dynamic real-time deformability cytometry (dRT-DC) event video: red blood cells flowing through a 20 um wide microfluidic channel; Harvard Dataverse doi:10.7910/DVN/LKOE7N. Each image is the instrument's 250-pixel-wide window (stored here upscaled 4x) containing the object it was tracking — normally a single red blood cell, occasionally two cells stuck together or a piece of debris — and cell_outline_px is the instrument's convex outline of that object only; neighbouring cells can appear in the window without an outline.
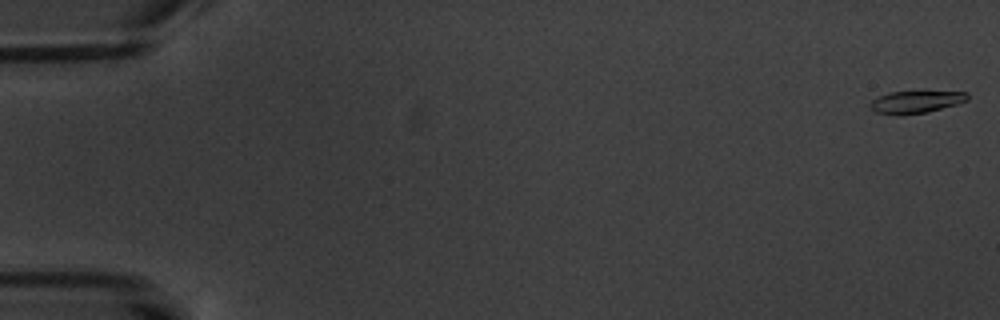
{"species": "common noctule bat (a hibernating species)", "species_latin": "Nyctalus noctula", "temperature_condition": "warm", "stored_images_in_passage": 6, "camera_frame_rate_fps": 3000, "um_per_image_px": 0.085, "animal": {"sex": "male", "body_mass_g": 20.1, "forearm_length_mm": 53.5}, "frame": {"image": 1, "passage_image": 1, "time_ms": 0.0, "image_size_px": [1000, 320], "cell_outline_px": [[968, 100], [956, 104], [928, 112], [876, 112], [868, 104], [872, 100], [888, 92], [968, 92]], "centroid_in_image_um": [77.9, 8.62], "position_along_channel_um": 7.1, "area_um2": 11.79}}
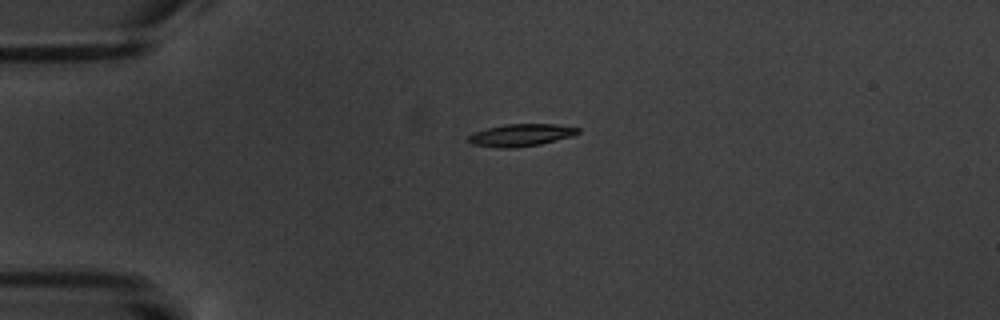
{"frame": {"image": 2, "passage_image": 5, "time_ms": 4.667, "image_size_px": [1000, 320], "cell_outline_px": [[580, 132], [572, 136], [540, 144], [516, 148], [496, 148], [472, 144], [464, 140], [472, 132], [504, 124], [556, 124], [580, 128]], "centroid_in_image_um": [44.22, 11.49], "position_along_channel_um": 40.8, "area_um2": 14.45}}